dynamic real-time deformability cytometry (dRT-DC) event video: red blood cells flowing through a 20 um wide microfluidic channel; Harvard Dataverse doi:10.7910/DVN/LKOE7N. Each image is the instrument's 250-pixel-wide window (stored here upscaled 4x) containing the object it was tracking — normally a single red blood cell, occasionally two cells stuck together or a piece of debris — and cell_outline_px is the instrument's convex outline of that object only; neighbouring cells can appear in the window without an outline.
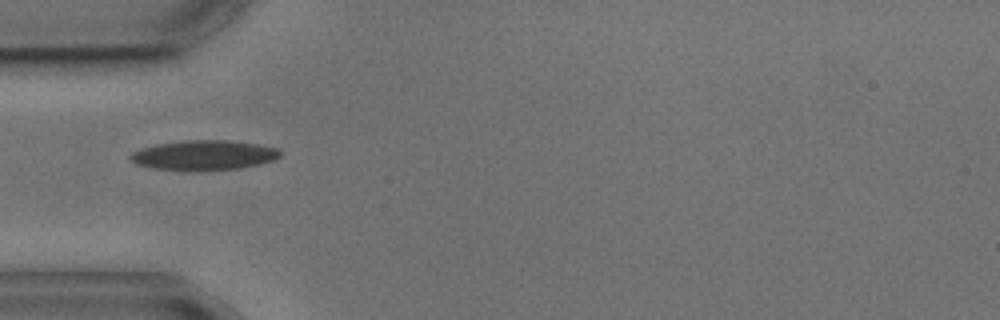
{"species": "common noctule bat (a hibernating species)", "species_latin": "Nyctalus noctula", "temperature_condition": "cold", "stored_images_in_passage": 5, "camera_frame_rate_fps": 3000, "um_per_image_px": 0.085, "animal": {"sex": "male", "body_mass_g": 17.9, "forearm_length_mm": 54.2}, "frame": {"image": 1, "passage_image": 4, "time_ms": 3.667, "image_size_px": [1000, 320], "cell_outline_px": [[280, 156], [276, 160], [260, 164], [240, 168], [152, 168], [136, 164], [128, 156], [132, 152], [156, 144], [188, 140], [228, 140], [260, 144], [276, 148], [280, 152]], "centroid_in_image_um": [17.38, 13.15], "position_along_channel_um": 67.6, "area_um2": 25.09}}